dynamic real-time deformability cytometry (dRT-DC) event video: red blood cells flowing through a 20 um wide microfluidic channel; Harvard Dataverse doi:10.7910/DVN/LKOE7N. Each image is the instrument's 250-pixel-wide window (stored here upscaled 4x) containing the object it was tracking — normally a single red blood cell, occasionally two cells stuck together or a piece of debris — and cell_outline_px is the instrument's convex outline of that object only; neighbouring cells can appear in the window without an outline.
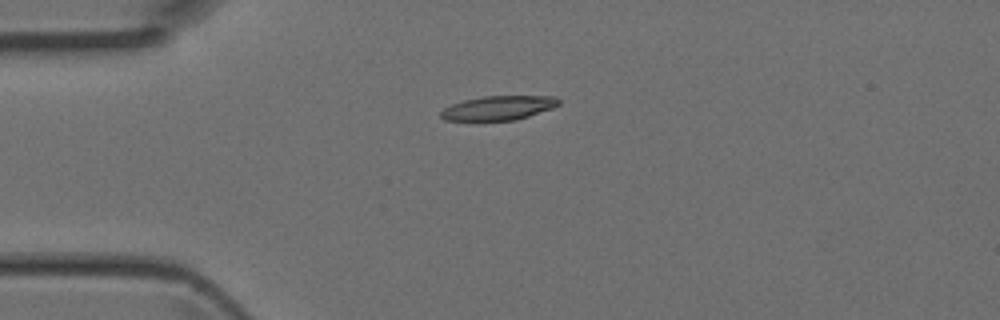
{"species": "Egyptian fruit bat (a non-hibernating species)", "species_latin": "Rousettus aegyptiacus", "temperature_condition": "room temperature", "stored_images_in_passage": 4, "camera_frame_rate_fps": 3000, "um_per_image_px": 0.085, "animal": {"sex": "female"}, "frame": {"image": 1, "passage_image": 2, "time_ms": 0.333, "image_size_px": [1000, 320], "cell_outline_px": [[560, 104], [552, 108], [516, 120], [444, 120], [440, 116], [440, 112], [444, 108], [452, 104], [464, 100], [484, 96], [556, 96], [560, 100]], "centroid_in_image_um": [42.38, 9.17], "position_along_channel_um": 42.6, "area_um2": 16.53}}
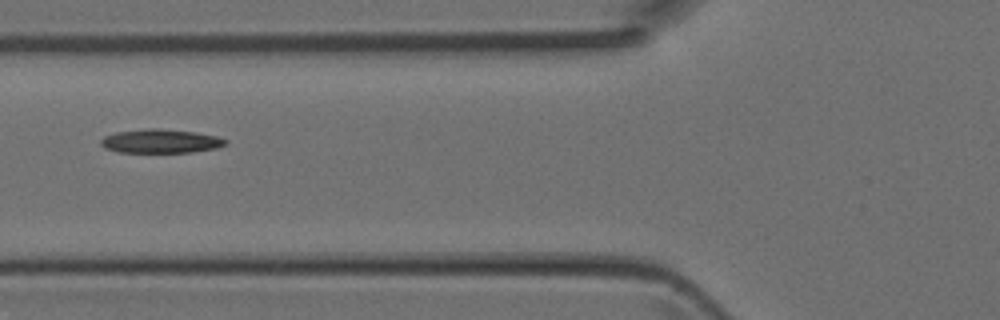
{"frame": {"image": 2, "passage_image": 4, "time_ms": 1.0, "image_size_px": [1000, 320], "cell_outline_px": [[228, 144], [216, 148], [192, 152], [120, 152], [104, 148], [100, 144], [100, 140], [104, 136], [116, 132], [148, 128], [160, 128], [196, 132], [216, 136], [228, 140]], "centroid_in_image_um": [13.66, 11.99], "position_along_channel_um": 112.1, "area_um2": 17.4}}